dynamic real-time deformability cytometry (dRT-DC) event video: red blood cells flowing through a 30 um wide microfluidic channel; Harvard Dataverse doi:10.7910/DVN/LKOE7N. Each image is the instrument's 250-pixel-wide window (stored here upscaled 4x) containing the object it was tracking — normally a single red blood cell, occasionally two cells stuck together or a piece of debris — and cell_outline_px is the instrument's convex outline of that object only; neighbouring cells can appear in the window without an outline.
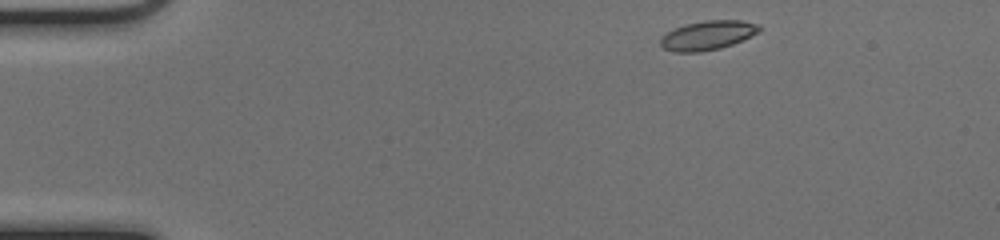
{"species": "common noctule bat (a hibernating species)", "species_latin": "Nyctalus noctula", "temperature_condition": "cold", "stored_images_in_passage": 45, "camera_frame_rate_fps": 3000, "um_per_image_px": 0.085, "animal": {"sex": "female", "body_mass_g": 17.0, "forearm_length_mm": 48.0}, "frame": {"image": 1, "passage_image": 1, "time_ms": 0.0, "image_size_px": [1000, 240], "cell_outline_px": [[760, 32], [732, 44], [720, 48], [700, 52], [676, 52], [664, 48], [660, 44], [660, 36], [684, 24], [704, 20], [740, 20], [760, 24]], "centroid_in_image_um": [60.16, 2.99], "position_along_channel_um": 24.8, "area_um2": 16.82}}
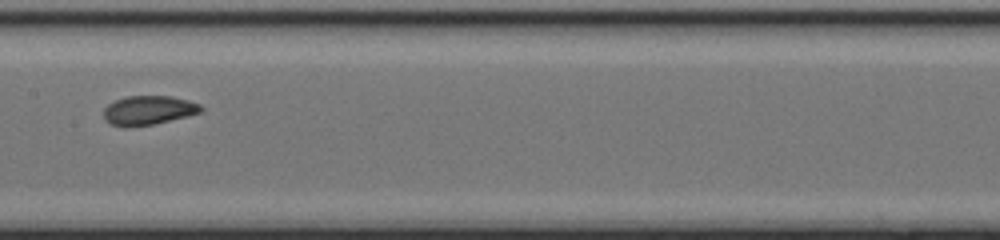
{"frame": {"image": 2, "passage_image": 20, "time_ms": 6.333, "image_size_px": [1000, 240], "cell_outline_px": [[204, 108], [200, 112], [156, 124], [124, 128], [112, 124], [104, 120], [104, 108], [108, 104], [116, 100], [128, 96], [172, 96], [188, 100], [200, 104]], "centroid_in_image_um": [12.6, 9.38], "position_along_channel_um": 194.8, "area_um2": 16.59}}
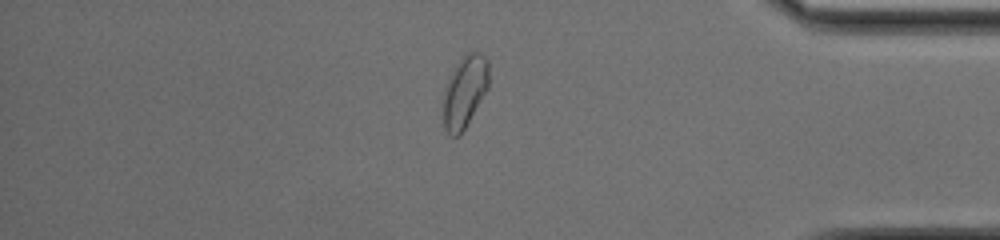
{"frame": {"image": 3, "passage_image": 37, "time_ms": 12.0, "image_size_px": [1000, 240], "cell_outline_px": [[488, 88], [460, 136], [452, 136], [444, 128], [440, 104], [444, 88], [456, 64], [468, 52], [480, 52], [488, 60]], "centroid_in_image_um": [39.45, 7.82], "position_along_channel_um": 395.8, "area_um2": 19.36}, "authors_computed_cell_mechanics": {"area_um2": 16.8198, "velocity_mm_per_s": 4.0276, "shape_relaxation_time_tau1_ms": 5.0838, "shape_relaxation_time_tau2_ms": 2.9464, "deformation_change_tau1": 0.1131, "deformation_change_tau2": 0.0579}}